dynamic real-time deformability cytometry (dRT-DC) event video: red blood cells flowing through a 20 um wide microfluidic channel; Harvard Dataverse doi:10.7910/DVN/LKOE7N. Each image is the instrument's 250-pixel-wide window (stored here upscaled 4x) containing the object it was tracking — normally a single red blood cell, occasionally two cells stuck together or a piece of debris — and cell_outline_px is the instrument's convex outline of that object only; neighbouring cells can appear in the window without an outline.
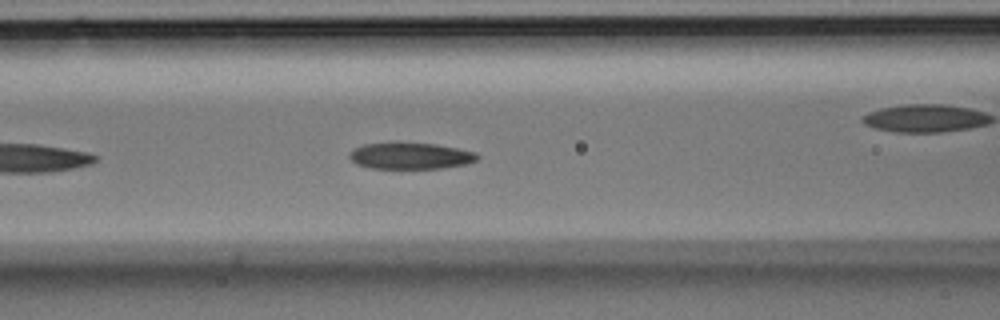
{"species": "Egyptian fruit bat (a non-hibernating species)", "species_latin": "Rousettus aegyptiacus", "temperature_condition": "room temperature", "stored_images_in_passage": 17, "camera_frame_rate_fps": 3000, "um_per_image_px": 0.085, "animal": {"sex": "male"}, "frame": {"image": 1, "passage_image": 3, "time_ms": 0.667, "image_size_px": [1000, 320], "cell_outline_px": [[480, 156], [476, 160], [464, 164], [440, 168], [372, 168], [356, 164], [348, 156], [356, 148], [364, 144], [396, 140], [436, 144], [476, 152]], "centroid_in_image_um": [34.86, 13.21], "position_along_channel_um": 131.7, "area_um2": 20.06}}